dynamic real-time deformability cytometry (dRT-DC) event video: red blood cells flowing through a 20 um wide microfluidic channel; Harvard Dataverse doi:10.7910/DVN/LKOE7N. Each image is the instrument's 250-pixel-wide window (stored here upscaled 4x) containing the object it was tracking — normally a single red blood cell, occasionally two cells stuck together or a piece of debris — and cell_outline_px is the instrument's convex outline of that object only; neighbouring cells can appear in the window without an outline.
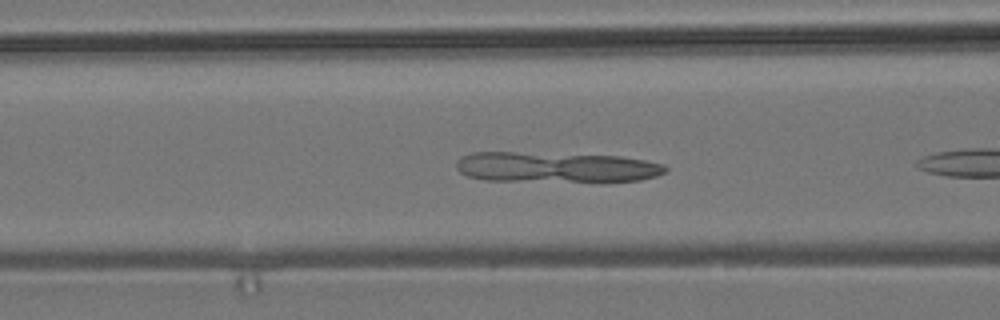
{"species": "common noctule bat (a hibernating species)", "species_latin": "Nyctalus noctula", "temperature_condition": "room temperature", "stored_images_in_passage": 6, "camera_frame_rate_fps": 3000, "um_per_image_px": 0.085, "animal": {"sex": "male", "body_mass_g": 19.2, "forearm_length_mm": 51.8}, "frame": {"image": 1, "passage_image": 5, "time_ms": 1.333, "image_size_px": [1000, 320], "cell_outline_px": [[668, 168], [664, 172], [656, 176], [640, 180], [600, 184], [484, 180], [468, 176], [460, 172], [456, 168], [456, 160], [460, 156], [472, 152], [512, 152], [620, 156], [644, 160], [664, 164]], "centroid_in_image_um": [47.28, 14.26], "position_along_channel_um": 119.3, "area_um2": 38.61}}